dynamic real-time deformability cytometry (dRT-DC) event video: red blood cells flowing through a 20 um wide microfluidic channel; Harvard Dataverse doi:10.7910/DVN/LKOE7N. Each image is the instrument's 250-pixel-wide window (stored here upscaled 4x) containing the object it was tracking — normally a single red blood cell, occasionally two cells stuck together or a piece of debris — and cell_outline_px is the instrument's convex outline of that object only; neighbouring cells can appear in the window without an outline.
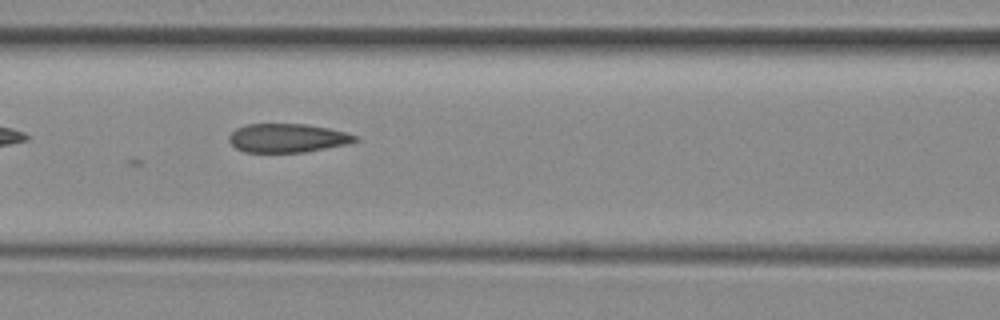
{"species": "common noctule bat (a hibernating species)", "species_latin": "Nyctalus noctula", "temperature_condition": "room temperature", "stored_images_in_passage": 6, "camera_frame_rate_fps": 3000, "um_per_image_px": 0.085, "animal": {"sex": "female", "body_mass_g": 29.2, "forearm_length_mm": 56.3}, "frame": {"image": 1, "passage_image": 3, "time_ms": 2.333, "image_size_px": [1000, 320], "cell_outline_px": [[360, 140], [344, 144], [304, 152], [244, 152], [236, 148], [228, 140], [228, 136], [236, 128], [244, 124], [308, 124], [328, 128], [344, 132], [356, 136]], "centroid_in_image_um": [24.38, 11.72], "position_along_channel_um": 142.2, "area_um2": 20.98}}
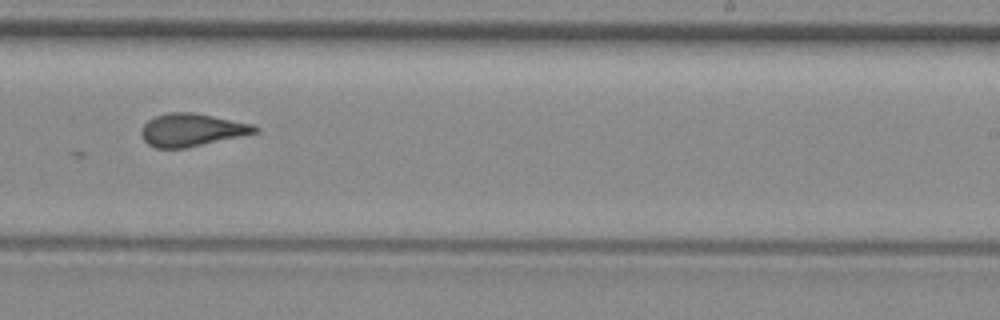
{"frame": {"image": 2, "passage_image": 6, "time_ms": 5.667, "image_size_px": [1000, 320], "cell_outline_px": [[260, 132], [244, 136], [184, 148], [156, 148], [148, 144], [144, 140], [140, 132], [144, 124], [148, 120], [156, 116], [168, 112], [192, 112], [252, 124], [260, 128]], "centroid_in_image_um": [16.32, 11.05], "position_along_channel_um": 272.7, "area_um2": 21.68}}